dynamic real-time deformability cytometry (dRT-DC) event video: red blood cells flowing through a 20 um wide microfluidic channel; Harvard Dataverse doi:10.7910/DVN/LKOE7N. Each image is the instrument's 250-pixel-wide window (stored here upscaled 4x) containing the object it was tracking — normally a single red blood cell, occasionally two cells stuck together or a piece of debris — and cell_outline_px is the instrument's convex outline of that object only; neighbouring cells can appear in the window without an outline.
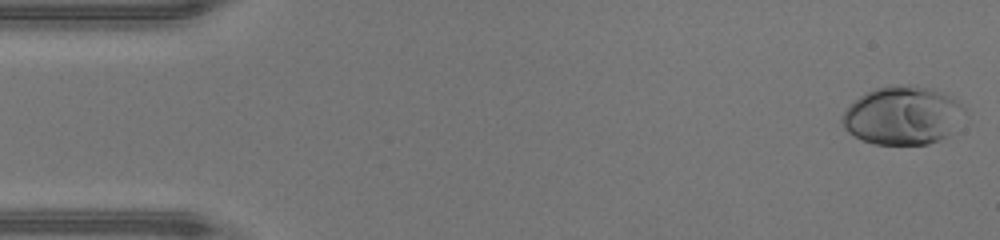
{"species": "human", "species_latin": "Homo sapiens", "temperature_condition": "warm", "stored_images_in_passage": 47, "camera_frame_rate_fps": 3000, "um_per_image_px": 0.085, "donor": {"sex": "male"}, "frame": {"image": 1, "passage_image": 1, "time_ms": 0.0, "image_size_px": [1000, 240], "cell_outline_px": [[964, 112], [948, 136], [940, 140], [928, 144], [876, 144], [864, 140], [848, 132], [844, 128], [840, 120], [844, 112], [860, 96], [876, 88], [932, 88], [952, 96], [964, 108]], "centroid_in_image_um": [76.72, 9.86], "position_along_channel_um": 8.3, "area_um2": 40.34}}
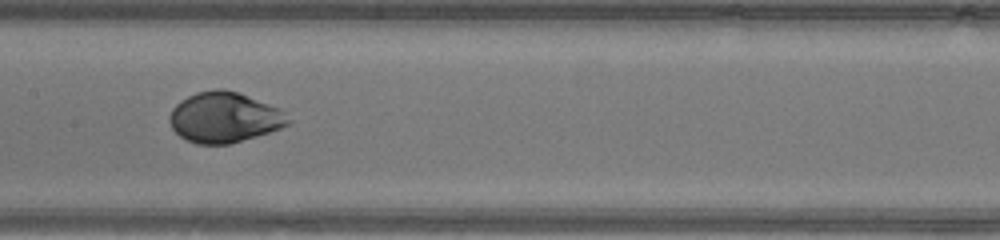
{"frame": {"image": 2, "passage_image": 23, "time_ms": 7.333, "image_size_px": [1000, 240], "cell_outline_px": [[292, 120], [288, 124], [280, 128], [256, 136], [228, 144], [196, 144], [180, 136], [172, 128], [168, 120], [168, 116], [172, 108], [180, 100], [196, 92], [216, 88], [224, 88], [236, 92], [276, 108], [284, 112]], "centroid_in_image_um": [19.01, 9.98], "position_along_channel_um": 188.4, "area_um2": 34.51}}
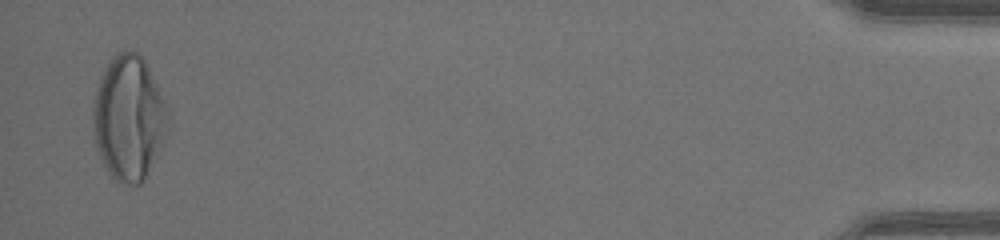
{"frame": {"image": 3, "passage_image": 46, "time_ms": 15.0, "image_size_px": [1000, 240], "cell_outline_px": [[168, 136], [144, 180], [140, 184], [120, 184], [108, 172], [100, 156], [92, 132], [92, 100], [96, 88], [104, 68], [108, 60], [116, 52], [124, 48], [132, 48], [140, 52], [168, 108]], "centroid_in_image_um": [10.94, 9.99], "position_along_channel_um": 424.3, "area_um2": 55.43}, "authors_computed_cell_mechanics": {"area_um2": 37.0498, "velocity_mm_per_s": 4.3256, "shape_relaxation_time_tau1_ms": 5.6762, "shape_relaxation_time_tau2_ms": null, "deformation_change_tau1": 0.2523, "deformation_change_tau2": null}}